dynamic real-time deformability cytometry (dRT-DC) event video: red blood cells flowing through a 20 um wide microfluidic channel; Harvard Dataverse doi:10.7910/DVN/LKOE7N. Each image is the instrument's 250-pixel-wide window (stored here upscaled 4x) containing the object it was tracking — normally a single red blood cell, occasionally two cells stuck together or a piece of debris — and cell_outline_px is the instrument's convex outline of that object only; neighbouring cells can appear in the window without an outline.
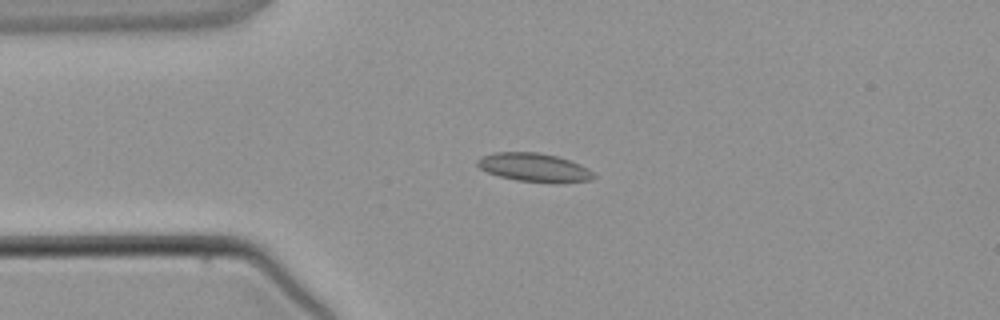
{"species": "common noctule bat (a hibernating species)", "species_latin": "Nyctalus noctula", "temperature_condition": "warm", "stored_images_in_passage": 3, "camera_frame_rate_fps": 3000, "um_per_image_px": 0.085, "animal": {"sex": "male", "body_mass_g": 21.5, "forearm_length_mm": 52.0}, "frame": {"image": 1, "passage_image": 3, "time_ms": 3.0, "image_size_px": [1000, 320], "cell_outline_px": [[596, 176], [588, 180], [560, 184], [556, 184], [516, 180], [500, 176], [488, 172], [480, 168], [476, 164], [476, 160], [480, 156], [496, 152], [536, 152], [556, 156], [580, 164], [588, 168]], "centroid_in_image_um": [45.4, 14.24], "position_along_channel_um": 39.6, "area_um2": 19.48}}